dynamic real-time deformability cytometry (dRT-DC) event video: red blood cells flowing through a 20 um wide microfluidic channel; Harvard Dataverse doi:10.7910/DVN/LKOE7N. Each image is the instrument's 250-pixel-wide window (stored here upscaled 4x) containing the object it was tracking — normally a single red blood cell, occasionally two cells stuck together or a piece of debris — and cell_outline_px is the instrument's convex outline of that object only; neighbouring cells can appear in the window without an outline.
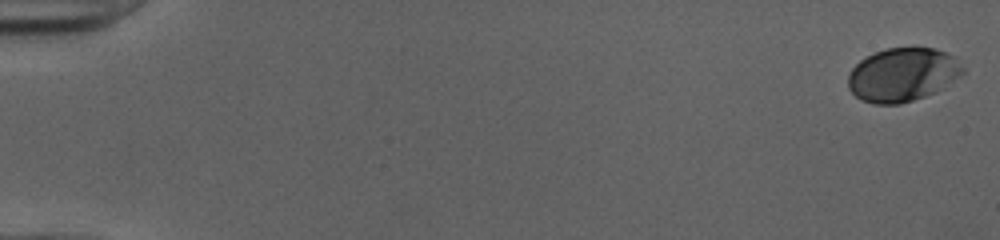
{"species": "human", "species_latin": "Homo sapiens", "temperature_condition": "cold", "stored_images_in_passage": 52, "camera_frame_rate_fps": 3000, "um_per_image_px": 0.085, "donor": {"sex": "female"}, "frame": {"image": 1, "passage_image": 1, "time_ms": 0.0, "image_size_px": [1000, 240], "cell_outline_px": [[964, 72], [960, 76], [944, 88], [936, 92], [900, 104], [872, 104], [860, 100], [848, 88], [848, 76], [852, 68], [860, 60], [872, 52], [888, 48], [912, 44], [936, 48], [952, 56], [964, 68]], "centroid_in_image_um": [76.71, 6.31], "position_along_channel_um": 8.3, "area_um2": 36.59}}
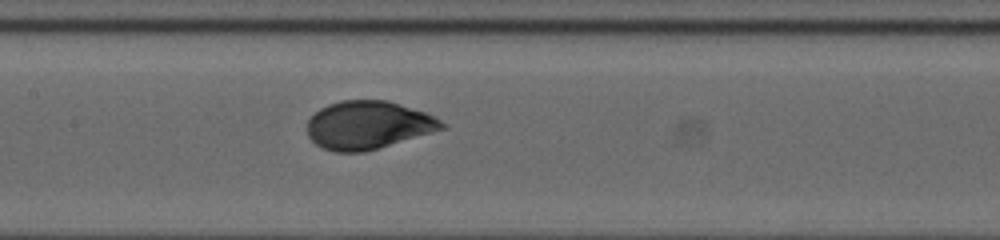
{"frame": {"image": 2, "passage_image": 27, "time_ms": 8.667, "image_size_px": [1000, 240], "cell_outline_px": [[448, 128], [380, 148], [364, 152], [336, 152], [324, 148], [316, 144], [308, 136], [308, 120], [320, 108], [328, 104], [340, 100], [388, 100], [424, 112], [448, 124]], "centroid_in_image_um": [31.32, 10.64], "position_along_channel_um": 176.1, "area_um2": 37.86}}
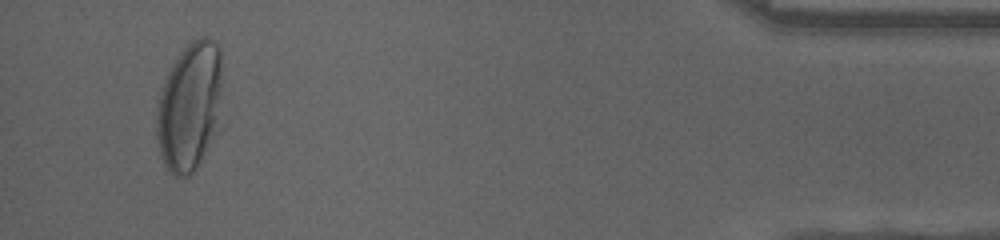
{"frame": {"image": 3, "passage_image": 50, "time_ms": 16.333, "image_size_px": [1000, 240], "cell_outline_px": [[220, 96], [216, 116], [204, 152], [196, 168], [188, 176], [172, 176], [168, 172], [164, 164], [160, 152], [156, 136], [156, 108], [168, 72], [184, 48], [192, 40], [204, 36], [208, 36], [220, 48]], "centroid_in_image_um": [16.05, 9.04], "position_along_channel_um": 419.2, "area_um2": 47.57}, "authors_computed_cell_mechanics": {"area_um2": 37.7723, "velocity_mm_per_s": 3.9983, "shape_relaxation_time_tau1_ms": 4.2312, "shape_relaxation_time_tau2_ms": null, "deformation_change_tau1": 0.1657, "deformation_change_tau2": null}}